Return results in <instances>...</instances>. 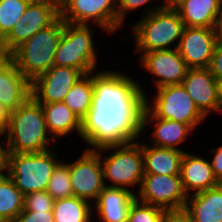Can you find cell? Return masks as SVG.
I'll return each instance as SVG.
<instances>
[{"instance_id":"6da1fadb","label":"cell","mask_w":222,"mask_h":222,"mask_svg":"<svg viewBox=\"0 0 222 222\" xmlns=\"http://www.w3.org/2000/svg\"><path fill=\"white\" fill-rule=\"evenodd\" d=\"M131 76L111 69L93 73L92 107L82 120L79 137L89 145L87 149L140 140L148 94Z\"/></svg>"},{"instance_id":"7a4b0ae2","label":"cell","mask_w":222,"mask_h":222,"mask_svg":"<svg viewBox=\"0 0 222 222\" xmlns=\"http://www.w3.org/2000/svg\"><path fill=\"white\" fill-rule=\"evenodd\" d=\"M2 138L8 153L42 152L56 144L47 130L41 104L31 95L10 112L9 126Z\"/></svg>"},{"instance_id":"3957f363","label":"cell","mask_w":222,"mask_h":222,"mask_svg":"<svg viewBox=\"0 0 222 222\" xmlns=\"http://www.w3.org/2000/svg\"><path fill=\"white\" fill-rule=\"evenodd\" d=\"M131 25L130 33L138 56L145 52L177 48L185 27L180 15L172 7H164L142 16Z\"/></svg>"},{"instance_id":"277c9868","label":"cell","mask_w":222,"mask_h":222,"mask_svg":"<svg viewBox=\"0 0 222 222\" xmlns=\"http://www.w3.org/2000/svg\"><path fill=\"white\" fill-rule=\"evenodd\" d=\"M63 32L64 21L59 16L9 54L15 66L30 82L54 65V55Z\"/></svg>"},{"instance_id":"5b68a950","label":"cell","mask_w":222,"mask_h":222,"mask_svg":"<svg viewBox=\"0 0 222 222\" xmlns=\"http://www.w3.org/2000/svg\"><path fill=\"white\" fill-rule=\"evenodd\" d=\"M100 156L103 177L110 184L105 186L129 189L140 188L144 176L142 142L134 141L123 145H109L94 149ZM113 152L103 157V152ZM129 187V188H128Z\"/></svg>"},{"instance_id":"8992f818","label":"cell","mask_w":222,"mask_h":222,"mask_svg":"<svg viewBox=\"0 0 222 222\" xmlns=\"http://www.w3.org/2000/svg\"><path fill=\"white\" fill-rule=\"evenodd\" d=\"M49 149L33 153H8L7 174L23 195L45 191L55 167L58 152Z\"/></svg>"},{"instance_id":"52a82bcc","label":"cell","mask_w":222,"mask_h":222,"mask_svg":"<svg viewBox=\"0 0 222 222\" xmlns=\"http://www.w3.org/2000/svg\"><path fill=\"white\" fill-rule=\"evenodd\" d=\"M93 34L90 25L64 22V32L54 55V66L73 67L83 75L95 72L99 56Z\"/></svg>"},{"instance_id":"ba28073f","label":"cell","mask_w":222,"mask_h":222,"mask_svg":"<svg viewBox=\"0 0 222 222\" xmlns=\"http://www.w3.org/2000/svg\"><path fill=\"white\" fill-rule=\"evenodd\" d=\"M155 92L151 100L145 97V107L155 117L190 125L194 130L206 118L182 84L158 87Z\"/></svg>"},{"instance_id":"9c48e42d","label":"cell","mask_w":222,"mask_h":222,"mask_svg":"<svg viewBox=\"0 0 222 222\" xmlns=\"http://www.w3.org/2000/svg\"><path fill=\"white\" fill-rule=\"evenodd\" d=\"M59 11L64 22H91L108 35L117 31V0H59Z\"/></svg>"},{"instance_id":"30bf717a","label":"cell","mask_w":222,"mask_h":222,"mask_svg":"<svg viewBox=\"0 0 222 222\" xmlns=\"http://www.w3.org/2000/svg\"><path fill=\"white\" fill-rule=\"evenodd\" d=\"M60 16L59 0H32L22 17L2 39L10 54L39 30L51 25Z\"/></svg>"},{"instance_id":"8fae6325","label":"cell","mask_w":222,"mask_h":222,"mask_svg":"<svg viewBox=\"0 0 222 222\" xmlns=\"http://www.w3.org/2000/svg\"><path fill=\"white\" fill-rule=\"evenodd\" d=\"M135 196L140 202L165 210L185 208L188 197L182 186L181 175L159 174H144Z\"/></svg>"},{"instance_id":"7c38bea8","label":"cell","mask_w":222,"mask_h":222,"mask_svg":"<svg viewBox=\"0 0 222 222\" xmlns=\"http://www.w3.org/2000/svg\"><path fill=\"white\" fill-rule=\"evenodd\" d=\"M73 195L93 204L105 188L103 168L94 149H84L79 159L69 162Z\"/></svg>"},{"instance_id":"4fadbf2b","label":"cell","mask_w":222,"mask_h":222,"mask_svg":"<svg viewBox=\"0 0 222 222\" xmlns=\"http://www.w3.org/2000/svg\"><path fill=\"white\" fill-rule=\"evenodd\" d=\"M221 38L216 28L184 27L177 50L189 69L209 68Z\"/></svg>"},{"instance_id":"5bb4252c","label":"cell","mask_w":222,"mask_h":222,"mask_svg":"<svg viewBox=\"0 0 222 222\" xmlns=\"http://www.w3.org/2000/svg\"><path fill=\"white\" fill-rule=\"evenodd\" d=\"M138 57L139 65L156 77L155 88L182 84L189 69L177 48L145 52Z\"/></svg>"},{"instance_id":"9a60e30c","label":"cell","mask_w":222,"mask_h":222,"mask_svg":"<svg viewBox=\"0 0 222 222\" xmlns=\"http://www.w3.org/2000/svg\"><path fill=\"white\" fill-rule=\"evenodd\" d=\"M81 76L83 74L73 67L53 65L31 82V96L40 104L63 102Z\"/></svg>"},{"instance_id":"2e32d148","label":"cell","mask_w":222,"mask_h":222,"mask_svg":"<svg viewBox=\"0 0 222 222\" xmlns=\"http://www.w3.org/2000/svg\"><path fill=\"white\" fill-rule=\"evenodd\" d=\"M153 122L155 123L154 127ZM151 124V125H150ZM150 125V126H149ZM142 135L146 130H151L150 139L152 142L150 145L161 148H172L177 149L183 152H186L184 149H181V143L188 139L189 135L195 130L187 124H182L171 119H160L155 117L146 107H144L142 113ZM150 127V128H146Z\"/></svg>"},{"instance_id":"e0dca14e","label":"cell","mask_w":222,"mask_h":222,"mask_svg":"<svg viewBox=\"0 0 222 222\" xmlns=\"http://www.w3.org/2000/svg\"><path fill=\"white\" fill-rule=\"evenodd\" d=\"M182 85L206 117L218 113L217 80L209 68L188 69Z\"/></svg>"},{"instance_id":"ac0fdd59","label":"cell","mask_w":222,"mask_h":222,"mask_svg":"<svg viewBox=\"0 0 222 222\" xmlns=\"http://www.w3.org/2000/svg\"><path fill=\"white\" fill-rule=\"evenodd\" d=\"M135 199L134 190L105 186L92 207L101 222H127L129 208Z\"/></svg>"},{"instance_id":"d6986e66","label":"cell","mask_w":222,"mask_h":222,"mask_svg":"<svg viewBox=\"0 0 222 222\" xmlns=\"http://www.w3.org/2000/svg\"><path fill=\"white\" fill-rule=\"evenodd\" d=\"M31 82L9 57L0 65V103L10 111L16 110L30 95Z\"/></svg>"},{"instance_id":"ffe728a7","label":"cell","mask_w":222,"mask_h":222,"mask_svg":"<svg viewBox=\"0 0 222 222\" xmlns=\"http://www.w3.org/2000/svg\"><path fill=\"white\" fill-rule=\"evenodd\" d=\"M180 175L183 189L187 195L210 189L219 184L213 175L208 158L187 151L182 158Z\"/></svg>"},{"instance_id":"44dd1931","label":"cell","mask_w":222,"mask_h":222,"mask_svg":"<svg viewBox=\"0 0 222 222\" xmlns=\"http://www.w3.org/2000/svg\"><path fill=\"white\" fill-rule=\"evenodd\" d=\"M185 209L193 222H222V183L188 195Z\"/></svg>"},{"instance_id":"7402d4cb","label":"cell","mask_w":222,"mask_h":222,"mask_svg":"<svg viewBox=\"0 0 222 222\" xmlns=\"http://www.w3.org/2000/svg\"><path fill=\"white\" fill-rule=\"evenodd\" d=\"M184 153L177 149L155 147L142 140L144 174L180 175Z\"/></svg>"},{"instance_id":"603a6c76","label":"cell","mask_w":222,"mask_h":222,"mask_svg":"<svg viewBox=\"0 0 222 222\" xmlns=\"http://www.w3.org/2000/svg\"><path fill=\"white\" fill-rule=\"evenodd\" d=\"M49 134L55 140L75 132L81 134L82 120L64 102L41 104Z\"/></svg>"},{"instance_id":"cb8c5ba5","label":"cell","mask_w":222,"mask_h":222,"mask_svg":"<svg viewBox=\"0 0 222 222\" xmlns=\"http://www.w3.org/2000/svg\"><path fill=\"white\" fill-rule=\"evenodd\" d=\"M220 0H181L173 8L185 27L215 28Z\"/></svg>"},{"instance_id":"d4e9b609","label":"cell","mask_w":222,"mask_h":222,"mask_svg":"<svg viewBox=\"0 0 222 222\" xmlns=\"http://www.w3.org/2000/svg\"><path fill=\"white\" fill-rule=\"evenodd\" d=\"M92 204L76 196L54 201V222H92L94 216Z\"/></svg>"},{"instance_id":"484cf974","label":"cell","mask_w":222,"mask_h":222,"mask_svg":"<svg viewBox=\"0 0 222 222\" xmlns=\"http://www.w3.org/2000/svg\"><path fill=\"white\" fill-rule=\"evenodd\" d=\"M94 94L93 72L81 76L71 87L63 102L83 120L92 107Z\"/></svg>"},{"instance_id":"4316f807","label":"cell","mask_w":222,"mask_h":222,"mask_svg":"<svg viewBox=\"0 0 222 222\" xmlns=\"http://www.w3.org/2000/svg\"><path fill=\"white\" fill-rule=\"evenodd\" d=\"M24 209V195L6 174L0 180V222H13Z\"/></svg>"},{"instance_id":"83f0119b","label":"cell","mask_w":222,"mask_h":222,"mask_svg":"<svg viewBox=\"0 0 222 222\" xmlns=\"http://www.w3.org/2000/svg\"><path fill=\"white\" fill-rule=\"evenodd\" d=\"M32 0H0V39L2 40L24 14Z\"/></svg>"},{"instance_id":"f1b7e54d","label":"cell","mask_w":222,"mask_h":222,"mask_svg":"<svg viewBox=\"0 0 222 222\" xmlns=\"http://www.w3.org/2000/svg\"><path fill=\"white\" fill-rule=\"evenodd\" d=\"M46 191L52 196L53 200L72 197L73 190L69 175V163L62 160L54 169Z\"/></svg>"},{"instance_id":"f546056e","label":"cell","mask_w":222,"mask_h":222,"mask_svg":"<svg viewBox=\"0 0 222 222\" xmlns=\"http://www.w3.org/2000/svg\"><path fill=\"white\" fill-rule=\"evenodd\" d=\"M164 210L135 199L129 208L127 222H161Z\"/></svg>"},{"instance_id":"4dcf8cb0","label":"cell","mask_w":222,"mask_h":222,"mask_svg":"<svg viewBox=\"0 0 222 222\" xmlns=\"http://www.w3.org/2000/svg\"><path fill=\"white\" fill-rule=\"evenodd\" d=\"M151 1L155 0H117V31L125 26V17L129 15L127 13L134 12L147 5V9L144 8V11L141 12L142 15L144 14L143 16H147L156 10L164 8L161 3H158L159 5L155 4L154 7L148 6V3Z\"/></svg>"},{"instance_id":"1f68e13d","label":"cell","mask_w":222,"mask_h":222,"mask_svg":"<svg viewBox=\"0 0 222 222\" xmlns=\"http://www.w3.org/2000/svg\"><path fill=\"white\" fill-rule=\"evenodd\" d=\"M54 200L45 191H36L24 195L23 211H53Z\"/></svg>"},{"instance_id":"d6a6232c","label":"cell","mask_w":222,"mask_h":222,"mask_svg":"<svg viewBox=\"0 0 222 222\" xmlns=\"http://www.w3.org/2000/svg\"><path fill=\"white\" fill-rule=\"evenodd\" d=\"M13 222H54L53 211H22Z\"/></svg>"},{"instance_id":"836d02e7","label":"cell","mask_w":222,"mask_h":222,"mask_svg":"<svg viewBox=\"0 0 222 222\" xmlns=\"http://www.w3.org/2000/svg\"><path fill=\"white\" fill-rule=\"evenodd\" d=\"M209 69L217 81L222 80V38L214 49Z\"/></svg>"},{"instance_id":"e575fe53","label":"cell","mask_w":222,"mask_h":222,"mask_svg":"<svg viewBox=\"0 0 222 222\" xmlns=\"http://www.w3.org/2000/svg\"><path fill=\"white\" fill-rule=\"evenodd\" d=\"M161 222H193L189 212L185 209L164 210Z\"/></svg>"},{"instance_id":"d590c367","label":"cell","mask_w":222,"mask_h":222,"mask_svg":"<svg viewBox=\"0 0 222 222\" xmlns=\"http://www.w3.org/2000/svg\"><path fill=\"white\" fill-rule=\"evenodd\" d=\"M212 149V159L209 160L214 177L219 183H222V145Z\"/></svg>"},{"instance_id":"8d00e7d4","label":"cell","mask_w":222,"mask_h":222,"mask_svg":"<svg viewBox=\"0 0 222 222\" xmlns=\"http://www.w3.org/2000/svg\"><path fill=\"white\" fill-rule=\"evenodd\" d=\"M10 110L0 103V137H3L8 129L10 120Z\"/></svg>"},{"instance_id":"74e56055","label":"cell","mask_w":222,"mask_h":222,"mask_svg":"<svg viewBox=\"0 0 222 222\" xmlns=\"http://www.w3.org/2000/svg\"><path fill=\"white\" fill-rule=\"evenodd\" d=\"M8 149L5 140L0 142V173H7Z\"/></svg>"},{"instance_id":"f35d334b","label":"cell","mask_w":222,"mask_h":222,"mask_svg":"<svg viewBox=\"0 0 222 222\" xmlns=\"http://www.w3.org/2000/svg\"><path fill=\"white\" fill-rule=\"evenodd\" d=\"M215 28L217 29L218 33L222 37V0H220V3H219V10H218Z\"/></svg>"},{"instance_id":"ab89813d","label":"cell","mask_w":222,"mask_h":222,"mask_svg":"<svg viewBox=\"0 0 222 222\" xmlns=\"http://www.w3.org/2000/svg\"><path fill=\"white\" fill-rule=\"evenodd\" d=\"M218 113L222 111V80L217 81Z\"/></svg>"},{"instance_id":"60d3db41","label":"cell","mask_w":222,"mask_h":222,"mask_svg":"<svg viewBox=\"0 0 222 222\" xmlns=\"http://www.w3.org/2000/svg\"><path fill=\"white\" fill-rule=\"evenodd\" d=\"M9 57L10 55L6 51L4 44L0 41V65H2Z\"/></svg>"},{"instance_id":"b9f144b4","label":"cell","mask_w":222,"mask_h":222,"mask_svg":"<svg viewBox=\"0 0 222 222\" xmlns=\"http://www.w3.org/2000/svg\"><path fill=\"white\" fill-rule=\"evenodd\" d=\"M181 0H163V2H161L163 4V7H174L176 6Z\"/></svg>"},{"instance_id":"7bdbcfd3","label":"cell","mask_w":222,"mask_h":222,"mask_svg":"<svg viewBox=\"0 0 222 222\" xmlns=\"http://www.w3.org/2000/svg\"><path fill=\"white\" fill-rule=\"evenodd\" d=\"M7 173H0V180L6 175Z\"/></svg>"}]
</instances>
